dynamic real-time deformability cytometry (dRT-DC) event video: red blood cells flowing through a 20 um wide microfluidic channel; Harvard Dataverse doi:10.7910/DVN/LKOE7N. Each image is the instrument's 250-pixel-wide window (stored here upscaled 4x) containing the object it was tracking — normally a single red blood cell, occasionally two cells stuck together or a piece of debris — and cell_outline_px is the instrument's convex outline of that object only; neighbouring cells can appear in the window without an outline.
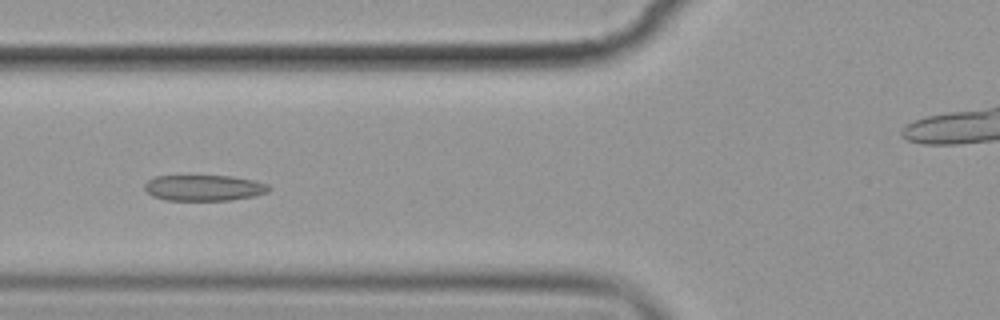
{"species": "common noctule bat (a hibernating species)", "species_latin": "Nyctalus noctula", "temperature_condition": "cold", "stored_images_in_passage": 10, "segment_of_instrument_passage": [1, 2], "camera_frame_rate_fps": 3000, "um_per_image_px": 0.085, "animal": {"sex": "female", "body_mass_g": 19.9}, "frame": {"image": 1, "passage_image": 5, "time_ms": 4.667, "image_size_px": [1000, 320], "cell_outline_px": [[272, 188], [268, 192], [256, 196], [228, 200], [164, 200], [152, 196], [144, 188], [144, 184], [148, 180], [156, 176], [232, 176], [252, 180], [268, 184]], "centroid_in_image_um": [17.35, 15.97], "position_along_channel_um": 108.5, "area_um2": 18.79}}
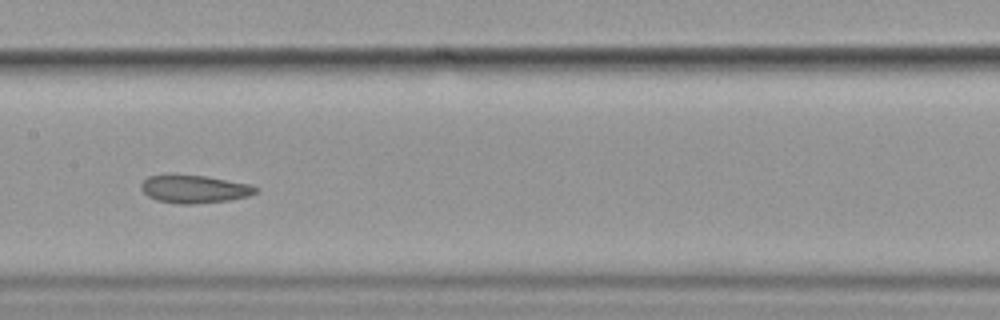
{"frame": {"image": 2, "passage_image": 7, "time_ms": 7.0, "image_size_px": [1000, 320], "cell_outline_px": [[260, 192], [248, 196], [228, 200], [192, 204], [180, 204], [156, 200], [148, 196], [140, 188], [140, 184], [148, 176], [204, 176], [252, 184], [260, 188]], "centroid_in_image_um": [16.58, 16.09], "position_along_channel_um": 190.8, "area_um2": 18.44}}
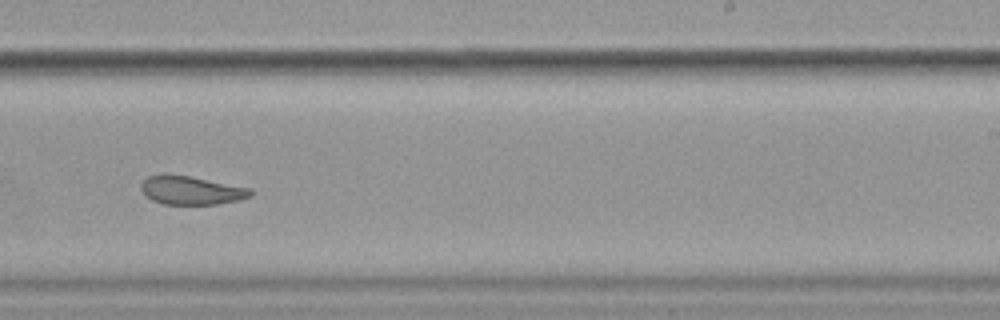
{"frame": {"image": 3, "passage_image": 9, "time_ms": 9.333, "image_size_px": [1000, 320], "cell_outline_px": [[252, 196], [240, 200], [216, 204], [164, 204], [152, 200], [144, 196], [140, 188], [140, 184], [148, 176], [188, 176], [252, 188]], "centroid_in_image_um": [16.28, 16.21], "position_along_channel_um": 272.7, "area_um2": 17.92}}